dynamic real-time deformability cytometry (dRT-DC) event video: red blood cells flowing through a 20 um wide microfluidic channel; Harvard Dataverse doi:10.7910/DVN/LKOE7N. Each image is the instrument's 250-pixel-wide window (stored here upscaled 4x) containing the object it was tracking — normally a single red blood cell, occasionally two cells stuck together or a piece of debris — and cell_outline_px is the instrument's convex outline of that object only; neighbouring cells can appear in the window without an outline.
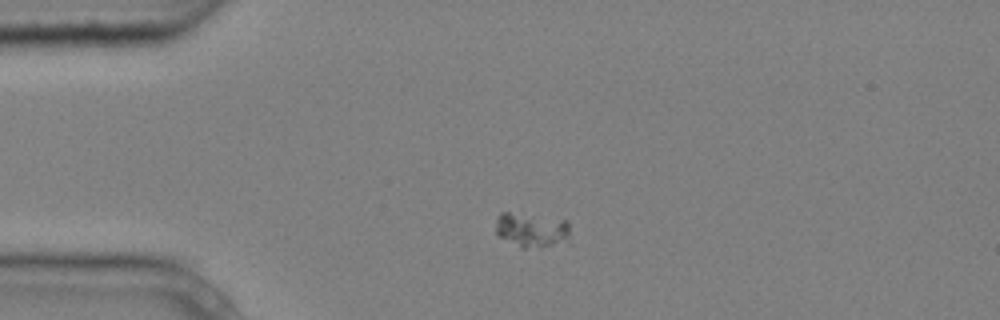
{"species": "common noctule bat (a hibernating species)", "species_latin": "Nyctalus noctula", "temperature_condition": "cold", "stored_images_in_passage": 3, "camera_frame_rate_fps": 3000, "um_per_image_px": 0.085, "animal": {"sex": "male", "body_mass_g": 20.4}, "frame": {"image": 1, "passage_image": 2, "time_ms": 0.333, "image_size_px": [1000, 320], "cell_outline_px": [[568, 244], [540, 248], [520, 248], [500, 236], [496, 232], [496, 220], [500, 212], [520, 208], [568, 220]], "centroid_in_image_um": [45.21, 19.46], "position_along_channel_um": 39.8, "area_um2": 16.53}}